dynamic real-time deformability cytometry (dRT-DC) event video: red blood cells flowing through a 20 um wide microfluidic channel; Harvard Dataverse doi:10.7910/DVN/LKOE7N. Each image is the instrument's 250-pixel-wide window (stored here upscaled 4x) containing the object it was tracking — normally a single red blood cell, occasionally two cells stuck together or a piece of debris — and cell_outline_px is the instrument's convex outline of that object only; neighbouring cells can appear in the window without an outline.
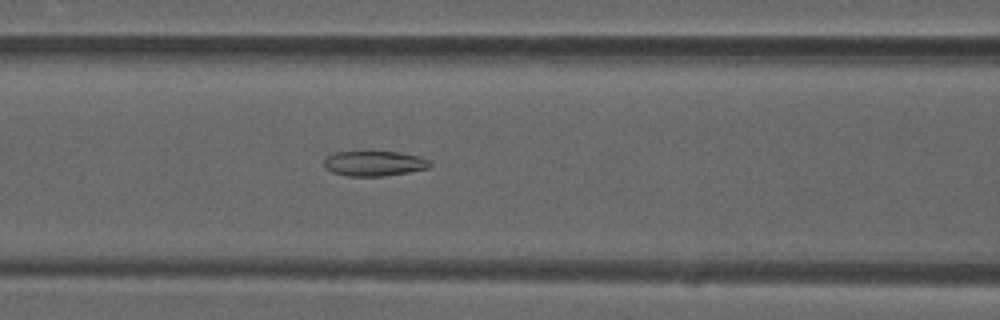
{"species": "common noctule bat (a hibernating species)", "species_latin": "Nyctalus noctula", "temperature_condition": "warm", "stored_images_in_passage": 36, "camera_frame_rate_fps": 3000, "um_per_image_px": 0.085, "animal": {"sex": "male", "forearm_length_mm": 52.5}, "frame": {"image": 1, "passage_image": 14, "time_ms": 4.333, "image_size_px": [1000, 320], "cell_outline_px": [[432, 164], [428, 168], [408, 172], [384, 176], [348, 176], [332, 172], [324, 168], [324, 160], [328, 156], [336, 152], [400, 152], [420, 156], [432, 160]], "centroid_in_image_um": [31.84, 13.89], "position_along_channel_um": 134.8, "area_um2": 15.55}}
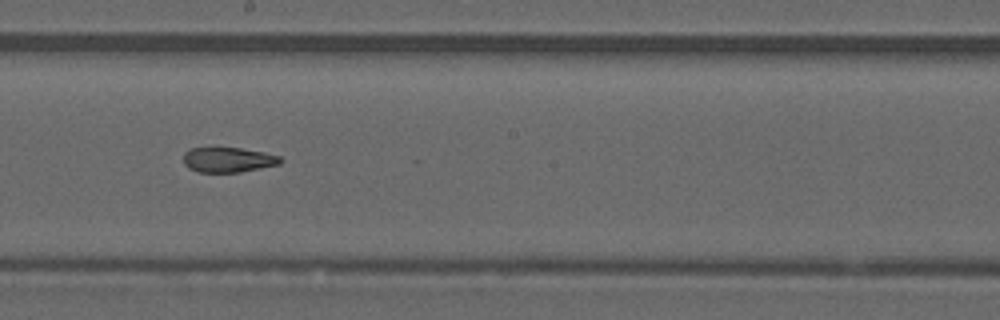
{"frame": {"image": 2, "passage_image": 21, "time_ms": 6.667, "image_size_px": [1000, 320], "cell_outline_px": [[284, 160], [280, 164], [240, 172], [196, 172], [188, 168], [184, 164], [184, 152], [188, 148], [240, 148], [264, 152], [280, 156]], "centroid_in_image_um": [19.39, 13.58], "position_along_channel_um": 228.8, "area_um2": 14.22}}
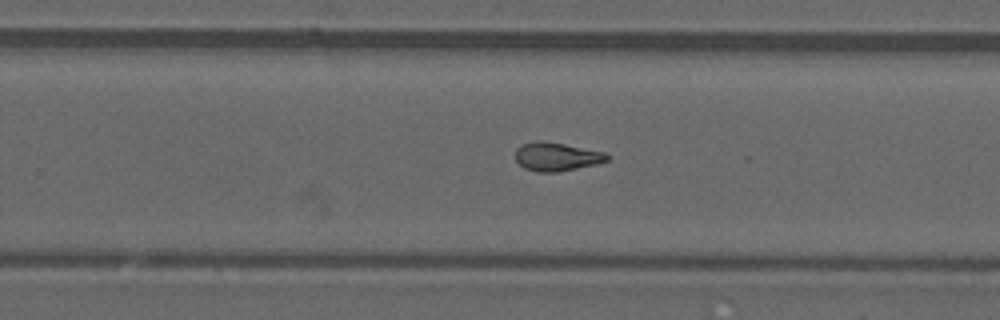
{"frame": {"image": 3, "passage_image": 25, "time_ms": 8.0, "image_size_px": [1000, 320], "cell_outline_px": [[608, 160], [596, 164], [556, 172], [536, 172], [524, 168], [516, 160], [516, 148], [520, 144], [536, 140], [540, 140], [564, 144], [604, 152], [608, 156]], "centroid_in_image_um": [47.26, 13.31], "position_along_channel_um": 282.5, "area_um2": 15.14}, "authors_computed_cell_mechanics": {"area_um2": 15.5771, "velocity_mm_per_s": 4.0347, "shape_relaxation_time_tau1_ms": null, "shape_relaxation_time_tau2_ms": 2.7519, "deformation_change_tau1": null, "deformation_change_tau2": 0.1086}}